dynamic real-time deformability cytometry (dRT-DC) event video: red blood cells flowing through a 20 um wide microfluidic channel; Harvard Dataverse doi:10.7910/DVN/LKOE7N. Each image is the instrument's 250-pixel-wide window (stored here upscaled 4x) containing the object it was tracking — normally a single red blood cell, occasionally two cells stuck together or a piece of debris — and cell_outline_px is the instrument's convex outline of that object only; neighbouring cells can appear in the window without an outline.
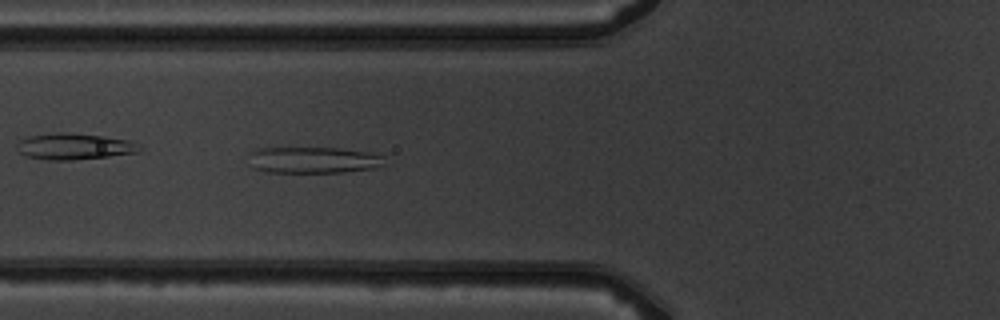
{"species": "common noctule bat (a hibernating species)", "species_latin": "Nyctalus noctula", "temperature_condition": "warm", "stored_images_in_passage": 4, "camera_frame_rate_fps": 3000, "um_per_image_px": 0.085, "animal": {"sex": "male", "body_mass_g": 19.5, "forearm_length_mm": 54.6}, "frame": {"image": 1, "passage_image": 4, "time_ms": 3.333, "image_size_px": [1000, 320], "cell_outline_px": [[384, 164], [372, 168], [344, 172], [268, 172], [252, 168], [252, 152], [256, 148], [276, 144], [336, 148], [372, 152], [384, 156]], "centroid_in_image_um": [26.57, 13.54], "position_along_channel_um": 99.2, "area_um2": 21.79}}